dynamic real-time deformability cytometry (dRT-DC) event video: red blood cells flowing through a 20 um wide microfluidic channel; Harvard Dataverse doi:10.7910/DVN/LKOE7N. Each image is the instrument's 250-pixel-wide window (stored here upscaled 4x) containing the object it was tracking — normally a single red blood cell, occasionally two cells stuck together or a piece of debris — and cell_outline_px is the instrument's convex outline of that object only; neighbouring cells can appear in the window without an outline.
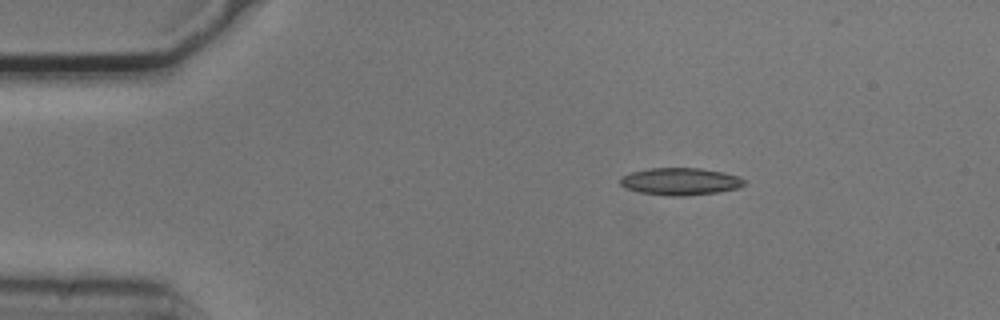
{"species": "common noctule bat (a hibernating species)", "species_latin": "Nyctalus noctula", "temperature_condition": "cold", "stored_images_in_passage": 40, "camera_frame_rate_fps": 3000, "um_per_image_px": 0.085, "animal": {"sex": "male", "body_mass_g": 20.5, "forearm_length_mm": 52.5}, "frame": {"image": 1, "passage_image": 1, "time_ms": 0.0, "image_size_px": [1000, 320], "cell_outline_px": [[744, 184], [740, 188], [720, 192], [684, 196], [668, 196], [640, 192], [624, 188], [620, 184], [620, 176], [632, 172], [648, 168], [700, 168], [724, 172], [740, 176], [744, 180]], "centroid_in_image_um": [57.83, 15.42], "position_along_channel_um": 27.2, "area_um2": 19.94}}
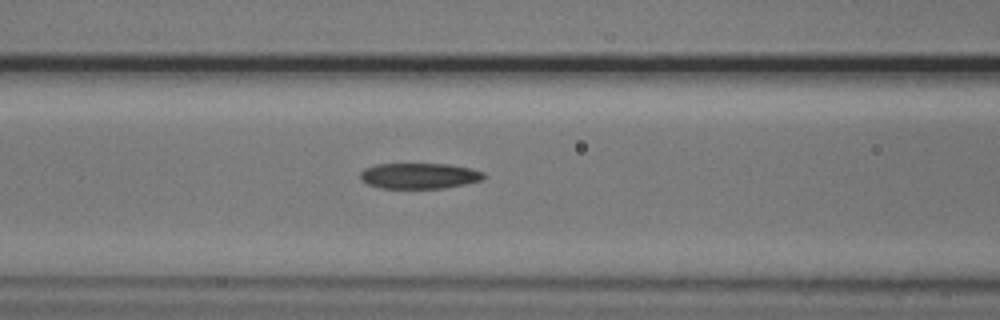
{"frame": {"image": 2, "passage_image": 14, "time_ms": 4.333, "image_size_px": [1000, 320], "cell_outline_px": [[488, 176], [480, 180], [464, 184], [444, 188], [380, 188], [368, 184], [360, 180], [360, 172], [364, 168], [376, 164], [448, 164], [472, 168], [484, 172]], "centroid_in_image_um": [35.64, 14.94], "position_along_channel_um": 131.0, "area_um2": 18.61}}
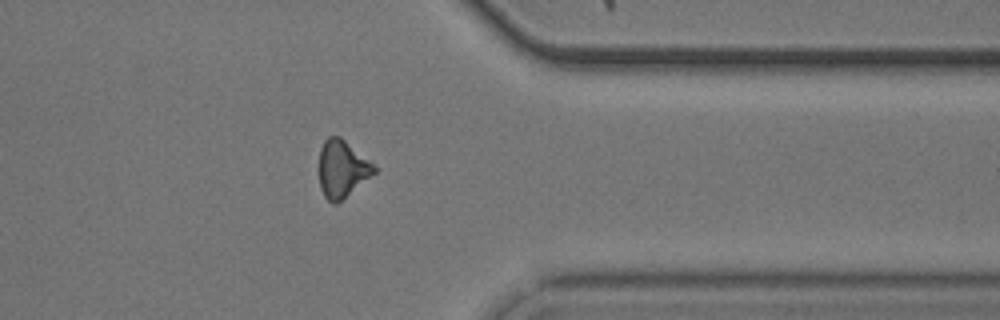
{"frame": {"image": 3, "passage_image": 35, "time_ms": 11.333, "image_size_px": [1000, 320], "cell_outline_px": [[376, 172], [336, 204], [332, 204], [324, 196], [320, 188], [320, 148], [324, 140], [328, 136], [340, 136], [372, 164], [376, 168]], "centroid_in_image_um": [29.05, 14.36], "position_along_channel_um": 382.4, "area_um2": 17.92}, "authors_computed_cell_mechanics": {"area_um2": 19.1318, "velocity_mm_per_s": 3.7266, "shape_relaxation_time_tau1_ms": 4.5262, "shape_relaxation_time_tau2_ms": 3.7271, "deformation_change_tau1": 0.1339, "deformation_change_tau2": 0.1317}}